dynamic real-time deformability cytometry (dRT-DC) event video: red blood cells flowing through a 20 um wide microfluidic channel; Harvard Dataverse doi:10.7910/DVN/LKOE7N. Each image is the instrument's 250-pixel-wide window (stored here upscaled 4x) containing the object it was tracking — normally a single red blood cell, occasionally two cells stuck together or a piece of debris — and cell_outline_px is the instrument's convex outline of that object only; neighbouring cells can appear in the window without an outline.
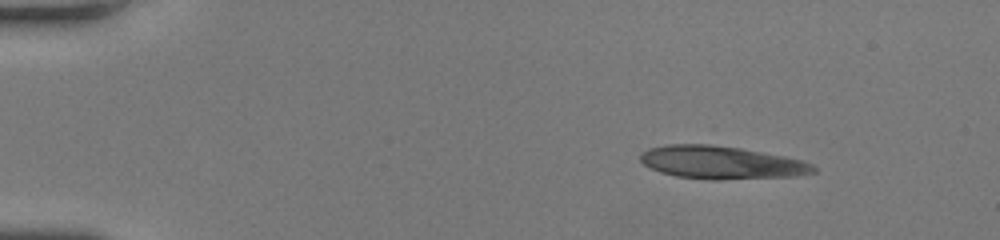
{"species": "human", "species_latin": "Homo sapiens", "temperature_condition": "room temperature", "stored_images_in_passage": 43, "camera_frame_rate_fps": 3000, "um_per_image_px": 0.085, "donor": {"sex": "female"}, "frame": {"image": 1, "passage_image": 1, "time_ms": 0.0, "image_size_px": [1000, 240], "cell_outline_px": [[816, 172], [796, 176], [720, 180], [712, 180], [676, 176], [660, 172], [644, 164], [640, 160], [640, 156], [648, 148], [668, 144], [712, 144], [740, 148], [784, 156], [804, 160], [812, 164], [816, 168]], "centroid_in_image_um": [61.34, 13.81], "position_along_channel_um": 23.7, "area_um2": 33.29}}
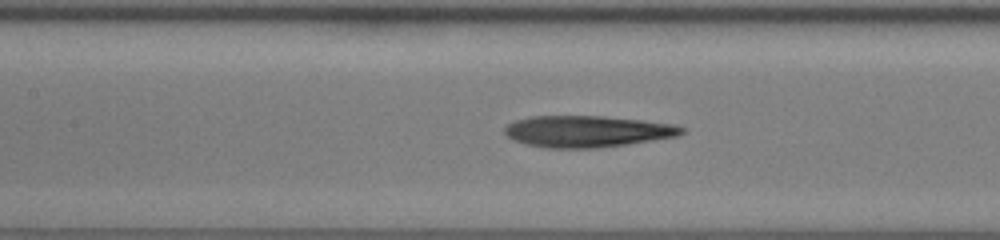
{"frame": {"image": 2, "passage_image": 18, "time_ms": 5.667, "image_size_px": [1000, 240], "cell_outline_px": [[684, 132], [676, 136], [628, 144], [596, 148], [544, 148], [512, 140], [504, 132], [504, 128], [508, 124], [516, 120], [528, 116], [604, 116], [640, 120], [672, 124], [684, 128]], "centroid_in_image_um": [49.86, 11.17], "position_along_channel_um": 157.5, "area_um2": 32.37}}
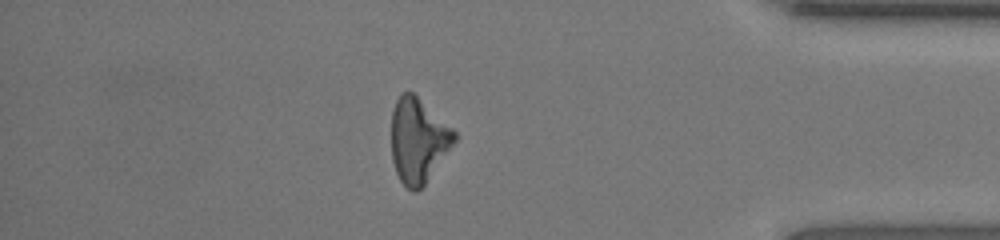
{"frame": {"image": 3, "passage_image": 37, "time_ms": 12.0, "image_size_px": [1000, 240], "cell_outline_px": [[460, 136], [424, 184], [416, 192], [412, 192], [400, 180], [396, 172], [392, 160], [392, 108], [400, 92], [412, 92], [452, 128]], "centroid_in_image_um": [35.54, 11.93], "position_along_channel_um": 399.7, "area_um2": 30.87}, "authors_computed_cell_mechanics": {"area_um2": 32.368, "velocity_mm_per_s": 4.2845, "shape_relaxation_time_tau1_ms": 6.6705, "shape_relaxation_time_tau2_ms": 6.6519, "deformation_change_tau1": 0.2123, "deformation_change_tau2": 0.214}}